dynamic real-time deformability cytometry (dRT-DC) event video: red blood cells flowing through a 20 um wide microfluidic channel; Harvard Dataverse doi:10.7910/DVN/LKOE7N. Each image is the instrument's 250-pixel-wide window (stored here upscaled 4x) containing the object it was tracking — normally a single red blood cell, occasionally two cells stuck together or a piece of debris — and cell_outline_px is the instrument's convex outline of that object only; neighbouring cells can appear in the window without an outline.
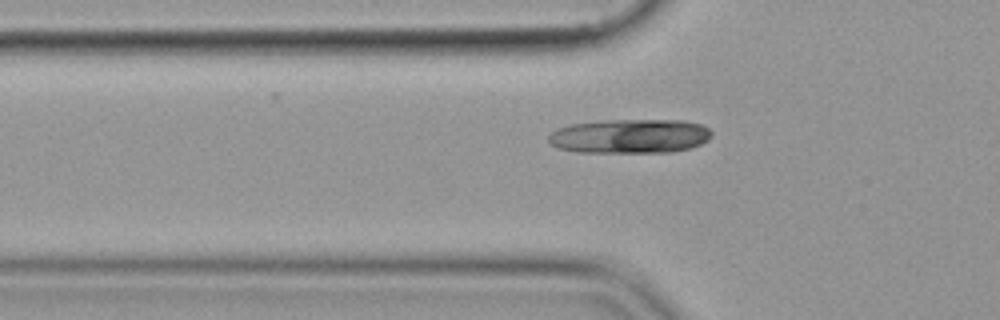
{"species": "common noctule bat (a hibernating species)", "species_latin": "Nyctalus noctula", "temperature_condition": "cold", "stored_images_in_passage": 36, "camera_frame_rate_fps": 3000, "um_per_image_px": 0.085, "animal": {"sex": "female", "body_mass_g": 19.9}, "frame": {"image": 1, "passage_image": 5, "time_ms": 1.333, "image_size_px": [1000, 320], "cell_outline_px": [[712, 136], [708, 140], [692, 148], [672, 152], [576, 152], [560, 148], [552, 144], [548, 140], [548, 136], [556, 128], [572, 124], [600, 120], [684, 120], [700, 124], [708, 128], [712, 132]], "centroid_in_image_um": [53.57, 11.57], "position_along_channel_um": 72.2, "area_um2": 32.77}}
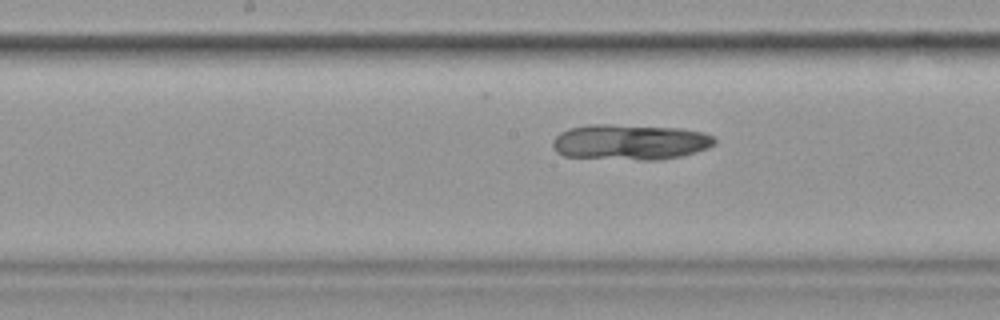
{"frame": {"image": 2, "passage_image": 15, "time_ms": 4.667, "image_size_px": [1000, 320], "cell_outline_px": [[716, 144], [708, 148], [680, 156], [660, 160], [640, 160], [564, 156], [556, 152], [552, 148], [552, 140], [560, 132], [568, 128], [588, 124], [608, 124], [680, 128], [704, 132], [712, 136], [716, 140]], "centroid_in_image_um": [53.53, 12.07], "position_along_channel_um": 194.7, "area_um2": 33.81}}
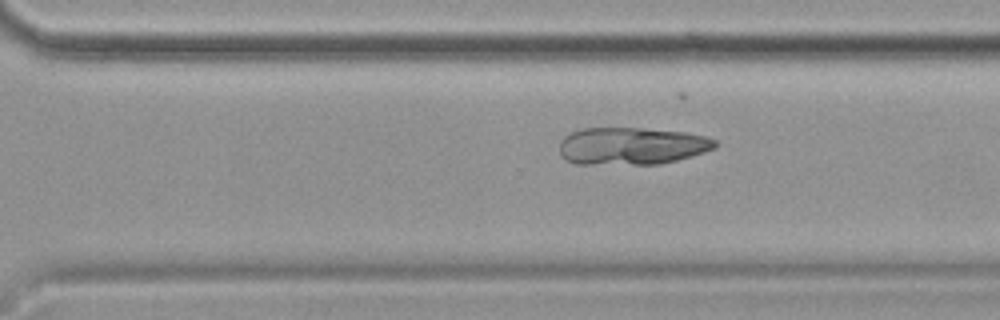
{"frame": {"image": 3, "passage_image": 25, "time_ms": 8.0, "image_size_px": [1000, 320], "cell_outline_px": [[716, 148], [704, 152], [676, 160], [660, 164], [576, 164], [564, 160], [560, 156], [560, 140], [564, 136], [580, 128], [640, 128], [684, 132], [704, 136], [716, 140]], "centroid_in_image_um": [53.64, 12.41], "position_along_channel_um": 317.0, "area_um2": 34.04}}